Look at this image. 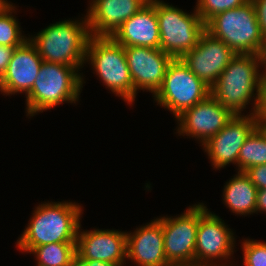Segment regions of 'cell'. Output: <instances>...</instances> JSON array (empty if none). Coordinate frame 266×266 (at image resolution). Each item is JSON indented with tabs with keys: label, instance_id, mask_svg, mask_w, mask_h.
<instances>
[{
	"label": "cell",
	"instance_id": "6da1fadb",
	"mask_svg": "<svg viewBox=\"0 0 266 266\" xmlns=\"http://www.w3.org/2000/svg\"><path fill=\"white\" fill-rule=\"evenodd\" d=\"M29 223L16 240V248L29 253L49 243H76L84 209L78 202L44 201L34 206Z\"/></svg>",
	"mask_w": 266,
	"mask_h": 266
},
{
	"label": "cell",
	"instance_id": "7a4b0ae2",
	"mask_svg": "<svg viewBox=\"0 0 266 266\" xmlns=\"http://www.w3.org/2000/svg\"><path fill=\"white\" fill-rule=\"evenodd\" d=\"M263 79L260 55L236 54L210 87V94L234 115H245L243 111L252 104L248 113L255 114Z\"/></svg>",
	"mask_w": 266,
	"mask_h": 266
},
{
	"label": "cell",
	"instance_id": "3957f363",
	"mask_svg": "<svg viewBox=\"0 0 266 266\" xmlns=\"http://www.w3.org/2000/svg\"><path fill=\"white\" fill-rule=\"evenodd\" d=\"M28 36L44 62L69 65L80 71L85 66L87 45L92 37L86 15L52 23Z\"/></svg>",
	"mask_w": 266,
	"mask_h": 266
},
{
	"label": "cell",
	"instance_id": "277c9868",
	"mask_svg": "<svg viewBox=\"0 0 266 266\" xmlns=\"http://www.w3.org/2000/svg\"><path fill=\"white\" fill-rule=\"evenodd\" d=\"M76 67L42 63L33 87L26 95V116L31 118L64 103H78L85 75Z\"/></svg>",
	"mask_w": 266,
	"mask_h": 266
},
{
	"label": "cell",
	"instance_id": "5b68a950",
	"mask_svg": "<svg viewBox=\"0 0 266 266\" xmlns=\"http://www.w3.org/2000/svg\"><path fill=\"white\" fill-rule=\"evenodd\" d=\"M97 75L106 89L130 105H134V85L124 46L111 36H92L87 45L85 65Z\"/></svg>",
	"mask_w": 266,
	"mask_h": 266
},
{
	"label": "cell",
	"instance_id": "8992f818",
	"mask_svg": "<svg viewBox=\"0 0 266 266\" xmlns=\"http://www.w3.org/2000/svg\"><path fill=\"white\" fill-rule=\"evenodd\" d=\"M205 30L236 54L260 55L265 42L251 0L214 15L205 23Z\"/></svg>",
	"mask_w": 266,
	"mask_h": 266
},
{
	"label": "cell",
	"instance_id": "52a82bcc",
	"mask_svg": "<svg viewBox=\"0 0 266 266\" xmlns=\"http://www.w3.org/2000/svg\"><path fill=\"white\" fill-rule=\"evenodd\" d=\"M193 12L156 0V15L160 31V48L173 59L181 58L198 43L205 23L194 8Z\"/></svg>",
	"mask_w": 266,
	"mask_h": 266
},
{
	"label": "cell",
	"instance_id": "ba28073f",
	"mask_svg": "<svg viewBox=\"0 0 266 266\" xmlns=\"http://www.w3.org/2000/svg\"><path fill=\"white\" fill-rule=\"evenodd\" d=\"M235 246L233 229L220 216L210 211L205 203L199 202L195 266H235L232 262L237 248Z\"/></svg>",
	"mask_w": 266,
	"mask_h": 266
},
{
	"label": "cell",
	"instance_id": "9c48e42d",
	"mask_svg": "<svg viewBox=\"0 0 266 266\" xmlns=\"http://www.w3.org/2000/svg\"><path fill=\"white\" fill-rule=\"evenodd\" d=\"M208 95L210 87L177 58L168 64L162 85L153 98L156 105L167 109L176 118Z\"/></svg>",
	"mask_w": 266,
	"mask_h": 266
},
{
	"label": "cell",
	"instance_id": "30bf717a",
	"mask_svg": "<svg viewBox=\"0 0 266 266\" xmlns=\"http://www.w3.org/2000/svg\"><path fill=\"white\" fill-rule=\"evenodd\" d=\"M178 216H162L164 253L172 266H195L199 202Z\"/></svg>",
	"mask_w": 266,
	"mask_h": 266
},
{
	"label": "cell",
	"instance_id": "8fae6325",
	"mask_svg": "<svg viewBox=\"0 0 266 266\" xmlns=\"http://www.w3.org/2000/svg\"><path fill=\"white\" fill-rule=\"evenodd\" d=\"M233 116L210 94L175 118L178 125L176 134L195 138L202 146L223 129Z\"/></svg>",
	"mask_w": 266,
	"mask_h": 266
},
{
	"label": "cell",
	"instance_id": "7c38bea8",
	"mask_svg": "<svg viewBox=\"0 0 266 266\" xmlns=\"http://www.w3.org/2000/svg\"><path fill=\"white\" fill-rule=\"evenodd\" d=\"M234 115L214 137L201 147L207 154L214 170L238 164L239 151L245 139L257 126L255 114Z\"/></svg>",
	"mask_w": 266,
	"mask_h": 266
},
{
	"label": "cell",
	"instance_id": "4fadbf2b",
	"mask_svg": "<svg viewBox=\"0 0 266 266\" xmlns=\"http://www.w3.org/2000/svg\"><path fill=\"white\" fill-rule=\"evenodd\" d=\"M236 53L206 30L200 35L197 45L180 59L200 78L211 87L228 66Z\"/></svg>",
	"mask_w": 266,
	"mask_h": 266
},
{
	"label": "cell",
	"instance_id": "5bb4252c",
	"mask_svg": "<svg viewBox=\"0 0 266 266\" xmlns=\"http://www.w3.org/2000/svg\"><path fill=\"white\" fill-rule=\"evenodd\" d=\"M124 51L134 85V102L141 90L153 96L162 85L173 58L161 48L125 46Z\"/></svg>",
	"mask_w": 266,
	"mask_h": 266
},
{
	"label": "cell",
	"instance_id": "9a60e30c",
	"mask_svg": "<svg viewBox=\"0 0 266 266\" xmlns=\"http://www.w3.org/2000/svg\"><path fill=\"white\" fill-rule=\"evenodd\" d=\"M77 232L76 253L85 260H100L126 266V232L114 229H81Z\"/></svg>",
	"mask_w": 266,
	"mask_h": 266
},
{
	"label": "cell",
	"instance_id": "2e32d148",
	"mask_svg": "<svg viewBox=\"0 0 266 266\" xmlns=\"http://www.w3.org/2000/svg\"><path fill=\"white\" fill-rule=\"evenodd\" d=\"M127 261L136 266H172L164 253L162 216L126 232Z\"/></svg>",
	"mask_w": 266,
	"mask_h": 266
},
{
	"label": "cell",
	"instance_id": "e0dca14e",
	"mask_svg": "<svg viewBox=\"0 0 266 266\" xmlns=\"http://www.w3.org/2000/svg\"><path fill=\"white\" fill-rule=\"evenodd\" d=\"M43 63L35 45L27 39L15 48L7 69L0 79L3 96L27 95L33 87ZM25 93V94H24Z\"/></svg>",
	"mask_w": 266,
	"mask_h": 266
},
{
	"label": "cell",
	"instance_id": "ac0fdd59",
	"mask_svg": "<svg viewBox=\"0 0 266 266\" xmlns=\"http://www.w3.org/2000/svg\"><path fill=\"white\" fill-rule=\"evenodd\" d=\"M86 13L91 36H112L149 0H90Z\"/></svg>",
	"mask_w": 266,
	"mask_h": 266
},
{
	"label": "cell",
	"instance_id": "d6986e66",
	"mask_svg": "<svg viewBox=\"0 0 266 266\" xmlns=\"http://www.w3.org/2000/svg\"><path fill=\"white\" fill-rule=\"evenodd\" d=\"M122 46L160 48L156 0H150L111 36Z\"/></svg>",
	"mask_w": 266,
	"mask_h": 266
},
{
	"label": "cell",
	"instance_id": "ffe728a7",
	"mask_svg": "<svg viewBox=\"0 0 266 266\" xmlns=\"http://www.w3.org/2000/svg\"><path fill=\"white\" fill-rule=\"evenodd\" d=\"M236 173L223 187L222 202L224 201V205L237 217L257 214L258 189L245 172L236 171Z\"/></svg>",
	"mask_w": 266,
	"mask_h": 266
},
{
	"label": "cell",
	"instance_id": "44dd1931",
	"mask_svg": "<svg viewBox=\"0 0 266 266\" xmlns=\"http://www.w3.org/2000/svg\"><path fill=\"white\" fill-rule=\"evenodd\" d=\"M266 164V134L256 126L245 139L239 151L237 171Z\"/></svg>",
	"mask_w": 266,
	"mask_h": 266
},
{
	"label": "cell",
	"instance_id": "7402d4cb",
	"mask_svg": "<svg viewBox=\"0 0 266 266\" xmlns=\"http://www.w3.org/2000/svg\"><path fill=\"white\" fill-rule=\"evenodd\" d=\"M36 266H71L76 254V243H49L34 247L30 252Z\"/></svg>",
	"mask_w": 266,
	"mask_h": 266
},
{
	"label": "cell",
	"instance_id": "603a6c76",
	"mask_svg": "<svg viewBox=\"0 0 266 266\" xmlns=\"http://www.w3.org/2000/svg\"><path fill=\"white\" fill-rule=\"evenodd\" d=\"M16 7L9 1L0 9V45L18 47L29 39V36L22 32L16 16L18 12Z\"/></svg>",
	"mask_w": 266,
	"mask_h": 266
},
{
	"label": "cell",
	"instance_id": "cb8c5ba5",
	"mask_svg": "<svg viewBox=\"0 0 266 266\" xmlns=\"http://www.w3.org/2000/svg\"><path fill=\"white\" fill-rule=\"evenodd\" d=\"M248 0H197L195 9L206 23L214 15L242 6Z\"/></svg>",
	"mask_w": 266,
	"mask_h": 266
},
{
	"label": "cell",
	"instance_id": "d4e9b609",
	"mask_svg": "<svg viewBox=\"0 0 266 266\" xmlns=\"http://www.w3.org/2000/svg\"><path fill=\"white\" fill-rule=\"evenodd\" d=\"M240 247L243 255L242 266H266V242L244 238Z\"/></svg>",
	"mask_w": 266,
	"mask_h": 266
},
{
	"label": "cell",
	"instance_id": "484cf974",
	"mask_svg": "<svg viewBox=\"0 0 266 266\" xmlns=\"http://www.w3.org/2000/svg\"><path fill=\"white\" fill-rule=\"evenodd\" d=\"M244 172L258 190L266 189V164L252 166Z\"/></svg>",
	"mask_w": 266,
	"mask_h": 266
},
{
	"label": "cell",
	"instance_id": "4316f807",
	"mask_svg": "<svg viewBox=\"0 0 266 266\" xmlns=\"http://www.w3.org/2000/svg\"><path fill=\"white\" fill-rule=\"evenodd\" d=\"M259 101L255 113L257 125H266V78L263 79L259 92Z\"/></svg>",
	"mask_w": 266,
	"mask_h": 266
},
{
	"label": "cell",
	"instance_id": "83f0119b",
	"mask_svg": "<svg viewBox=\"0 0 266 266\" xmlns=\"http://www.w3.org/2000/svg\"><path fill=\"white\" fill-rule=\"evenodd\" d=\"M263 37L266 39V0H251Z\"/></svg>",
	"mask_w": 266,
	"mask_h": 266
},
{
	"label": "cell",
	"instance_id": "f1b7e54d",
	"mask_svg": "<svg viewBox=\"0 0 266 266\" xmlns=\"http://www.w3.org/2000/svg\"><path fill=\"white\" fill-rule=\"evenodd\" d=\"M16 47L0 45V79L4 75Z\"/></svg>",
	"mask_w": 266,
	"mask_h": 266
},
{
	"label": "cell",
	"instance_id": "f546056e",
	"mask_svg": "<svg viewBox=\"0 0 266 266\" xmlns=\"http://www.w3.org/2000/svg\"><path fill=\"white\" fill-rule=\"evenodd\" d=\"M71 266H116L113 263L100 260H85L77 253L74 255Z\"/></svg>",
	"mask_w": 266,
	"mask_h": 266
},
{
	"label": "cell",
	"instance_id": "4dcf8cb0",
	"mask_svg": "<svg viewBox=\"0 0 266 266\" xmlns=\"http://www.w3.org/2000/svg\"><path fill=\"white\" fill-rule=\"evenodd\" d=\"M256 205H257V214L264 213L266 215V189L257 191Z\"/></svg>",
	"mask_w": 266,
	"mask_h": 266
},
{
	"label": "cell",
	"instance_id": "1f68e13d",
	"mask_svg": "<svg viewBox=\"0 0 266 266\" xmlns=\"http://www.w3.org/2000/svg\"><path fill=\"white\" fill-rule=\"evenodd\" d=\"M260 57H261V65L263 68L262 70L263 77L266 78V39Z\"/></svg>",
	"mask_w": 266,
	"mask_h": 266
},
{
	"label": "cell",
	"instance_id": "d6a6232c",
	"mask_svg": "<svg viewBox=\"0 0 266 266\" xmlns=\"http://www.w3.org/2000/svg\"><path fill=\"white\" fill-rule=\"evenodd\" d=\"M8 2V0H0V9Z\"/></svg>",
	"mask_w": 266,
	"mask_h": 266
},
{
	"label": "cell",
	"instance_id": "836d02e7",
	"mask_svg": "<svg viewBox=\"0 0 266 266\" xmlns=\"http://www.w3.org/2000/svg\"><path fill=\"white\" fill-rule=\"evenodd\" d=\"M258 127L262 128V130L265 132L266 134V125H257Z\"/></svg>",
	"mask_w": 266,
	"mask_h": 266
}]
</instances>
